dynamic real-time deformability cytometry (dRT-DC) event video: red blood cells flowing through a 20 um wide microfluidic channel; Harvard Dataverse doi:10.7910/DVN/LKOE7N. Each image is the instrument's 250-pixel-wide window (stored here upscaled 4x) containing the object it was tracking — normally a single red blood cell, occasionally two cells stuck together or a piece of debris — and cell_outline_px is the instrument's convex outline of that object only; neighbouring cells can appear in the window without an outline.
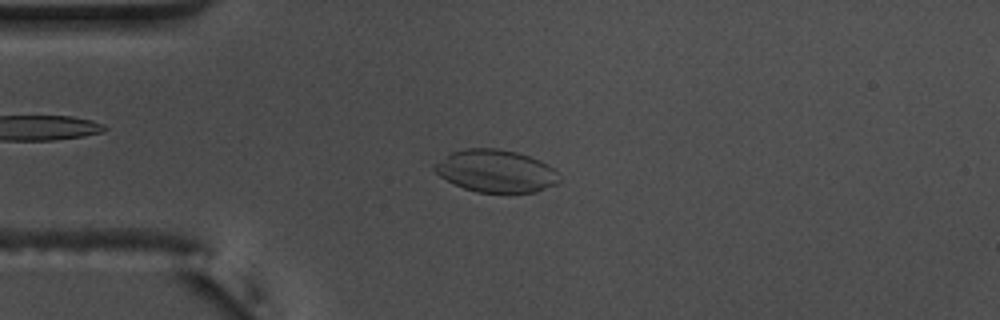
{"species": "common noctule bat (a hibernating species)", "species_latin": "Nyctalus noctula", "temperature_condition": "warm", "stored_images_in_passage": 54, "camera_frame_rate_fps": 3000, "um_per_image_px": 0.085, "animal": {"sex": "male", "body_mass_g": 17.5, "forearm_length_mm": 52.3}, "frame": {"image": 1, "passage_image": 13, "time_ms": 4.0, "image_size_px": [1000, 320], "cell_outline_px": [[560, 184], [536, 192], [476, 192], [464, 188], [440, 176], [432, 168], [432, 164], [452, 152], [464, 148], [496, 148], [516, 152], [540, 160], [548, 164], [556, 172], [560, 180]], "centroid_in_image_um": [42.16, 14.53], "position_along_channel_um": 42.8, "area_um2": 30.87}}
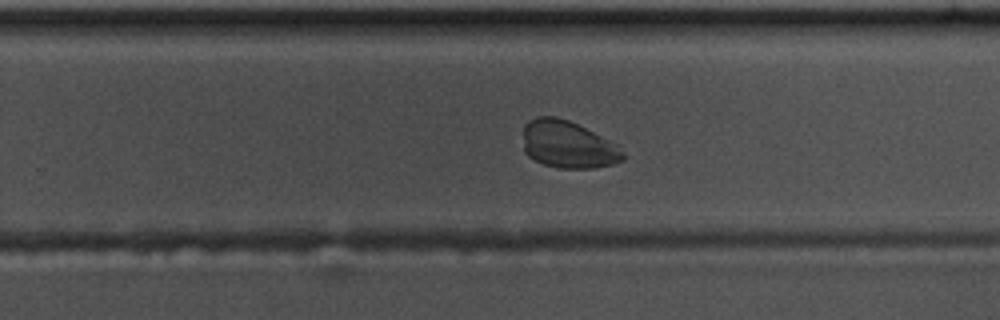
{"frame": {"image": 2, "passage_image": 34, "time_ms": 11.0, "image_size_px": [1000, 320], "cell_outline_px": [[624, 160], [612, 164], [592, 168], [560, 168], [544, 164], [528, 156], [524, 152], [524, 124], [528, 120], [536, 116], [556, 116], [568, 120], [620, 144], [624, 152]], "centroid_in_image_um": [48.3, 12.27], "position_along_channel_um": 281.5, "area_um2": 27.8}}
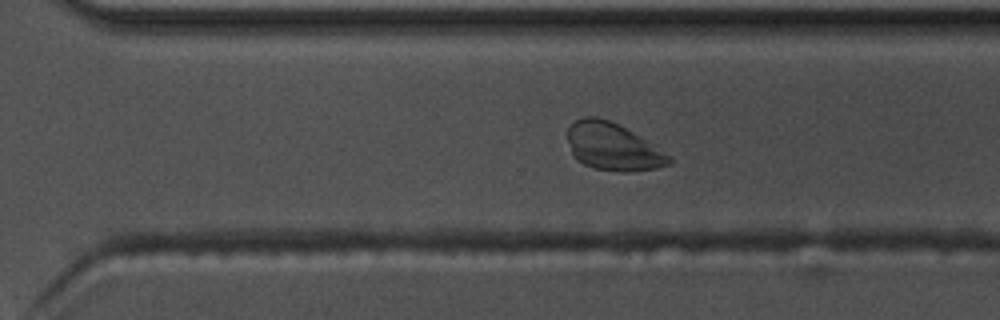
{"frame": {"image": 3, "passage_image": 37, "time_ms": 12.0, "image_size_px": [1000, 320], "cell_outline_px": [[672, 164], [656, 168], [628, 172], [620, 172], [596, 168], [584, 164], [576, 160], [572, 156], [568, 140], [568, 128], [576, 120], [584, 116], [596, 116], [608, 120], [632, 132], [672, 156]], "centroid_in_image_um": [52.09, 12.49], "position_along_channel_um": 318.5, "area_um2": 27.86}}